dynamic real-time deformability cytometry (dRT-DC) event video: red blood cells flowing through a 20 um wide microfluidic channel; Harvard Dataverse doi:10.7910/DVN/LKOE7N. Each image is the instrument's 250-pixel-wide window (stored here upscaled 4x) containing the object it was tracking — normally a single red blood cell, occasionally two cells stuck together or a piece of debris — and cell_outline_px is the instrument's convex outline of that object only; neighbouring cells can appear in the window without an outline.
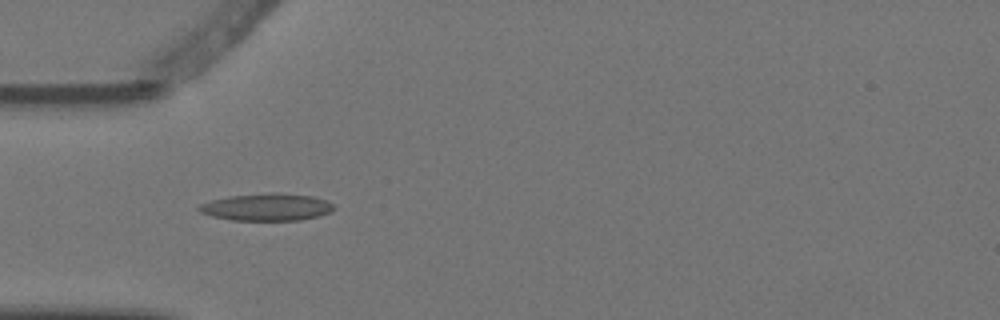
{"species": "Egyptian fruit bat (a non-hibernating species)", "species_latin": "Rousettus aegyptiacus", "temperature_condition": "warm", "stored_images_in_passage": 5, "camera_frame_rate_fps": 3000, "um_per_image_px": 0.085, "animal": {"sex": "female"}, "frame": {"image": 1, "passage_image": 4, "time_ms": 1.0, "image_size_px": [1000, 320], "cell_outline_px": [[336, 208], [332, 212], [320, 216], [300, 220], [232, 220], [212, 216], [200, 212], [196, 208], [200, 204], [212, 200], [228, 196], [272, 192], [276, 192], [312, 196], [324, 200], [332, 204]], "centroid_in_image_um": [22.68, 17.6], "position_along_channel_um": 62.3, "area_um2": 21.5}}
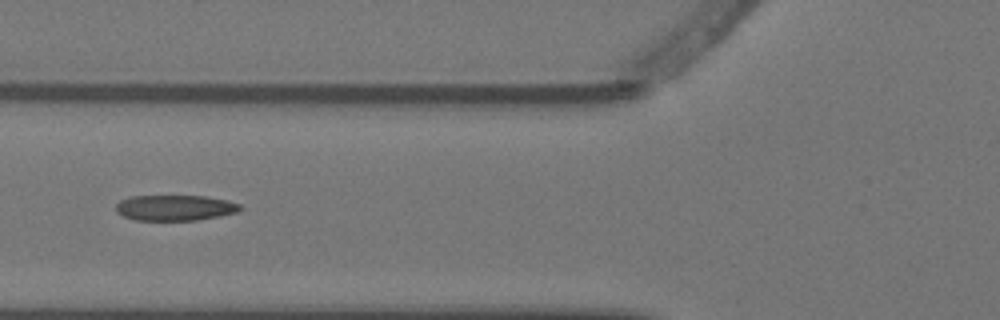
{"frame": {"image": 2, "passage_image": 5, "time_ms": 1.333, "image_size_px": [1000, 320], "cell_outline_px": [[244, 208], [236, 212], [220, 216], [196, 220], [136, 220], [124, 216], [116, 212], [116, 204], [120, 200], [128, 196], [204, 196], [228, 200], [240, 204]], "centroid_in_image_um": [14.88, 17.65], "position_along_channel_um": 110.9, "area_um2": 18.61}}